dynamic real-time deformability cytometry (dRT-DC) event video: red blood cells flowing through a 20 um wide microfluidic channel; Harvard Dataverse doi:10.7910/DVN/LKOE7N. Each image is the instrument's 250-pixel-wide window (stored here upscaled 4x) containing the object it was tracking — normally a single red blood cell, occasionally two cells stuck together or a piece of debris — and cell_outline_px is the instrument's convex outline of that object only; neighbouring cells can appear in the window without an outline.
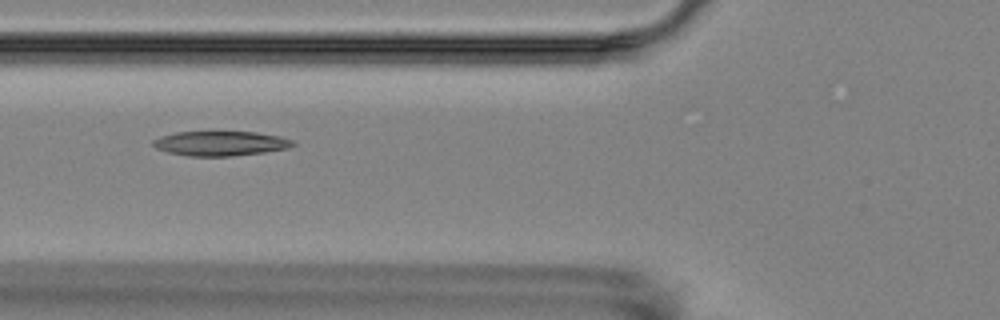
{"species": "Egyptian fruit bat (a non-hibernating species)", "species_latin": "Rousettus aegyptiacus", "temperature_condition": "room temperature", "stored_images_in_passage": 17, "camera_frame_rate_fps": 3000, "um_per_image_px": 0.085, "animal": {"sex": "female"}, "frame": {"image": 1, "passage_image": 7, "time_ms": 6.667, "image_size_px": [1000, 320], "cell_outline_px": [[296, 144], [288, 148], [264, 152], [232, 156], [188, 156], [168, 152], [156, 148], [152, 144], [152, 140], [160, 136], [176, 132], [256, 132], [280, 136], [292, 140]], "centroid_in_image_um": [18.73, 12.19], "position_along_channel_um": 107.1, "area_um2": 20.06}}
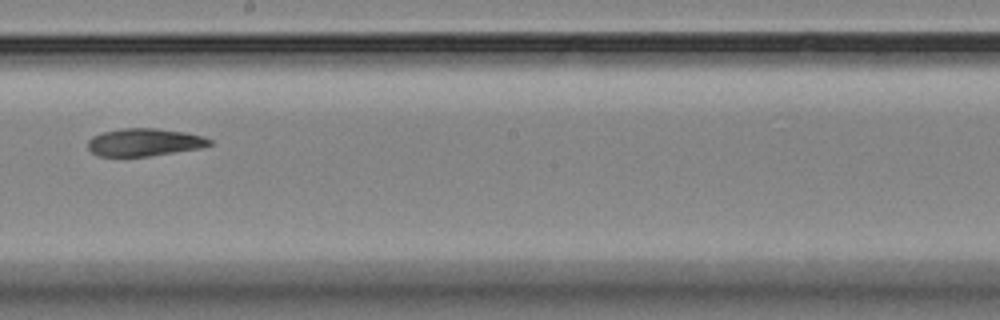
{"frame": {"image": 2, "passage_image": 10, "time_ms": 10.333, "image_size_px": [1000, 320], "cell_outline_px": [[212, 144], [200, 148], [148, 156], [96, 156], [88, 148], [88, 140], [92, 136], [104, 132], [120, 128], [156, 128], [184, 132], [204, 136], [212, 140]], "centroid_in_image_um": [12.26, 12.09], "position_along_channel_um": 235.9, "area_um2": 19.59}}
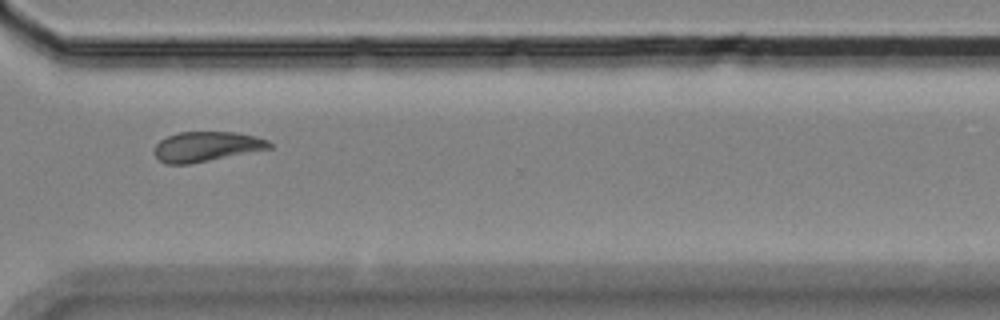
{"frame": {"image": 3, "passage_image": 13, "time_ms": 13.667, "image_size_px": [1000, 320], "cell_outline_px": [[272, 148], [188, 164], [164, 164], [152, 152], [156, 144], [160, 140], [168, 136], [180, 132], [236, 132], [256, 136], [268, 140], [272, 144]], "centroid_in_image_um": [17.54, 12.45], "position_along_channel_um": 353.1, "area_um2": 20.0}, "authors_computed_cell_mechanics": {"area_um2": 21.7906, "velocity_mm_per_s": 3.5223, "shape_relaxation_time_tau1_ms": 3.9968, "shape_relaxation_time_tau2_ms": 5.7663, "deformation_change_tau1": 0.1233, "deformation_change_tau2": 0.0949}}